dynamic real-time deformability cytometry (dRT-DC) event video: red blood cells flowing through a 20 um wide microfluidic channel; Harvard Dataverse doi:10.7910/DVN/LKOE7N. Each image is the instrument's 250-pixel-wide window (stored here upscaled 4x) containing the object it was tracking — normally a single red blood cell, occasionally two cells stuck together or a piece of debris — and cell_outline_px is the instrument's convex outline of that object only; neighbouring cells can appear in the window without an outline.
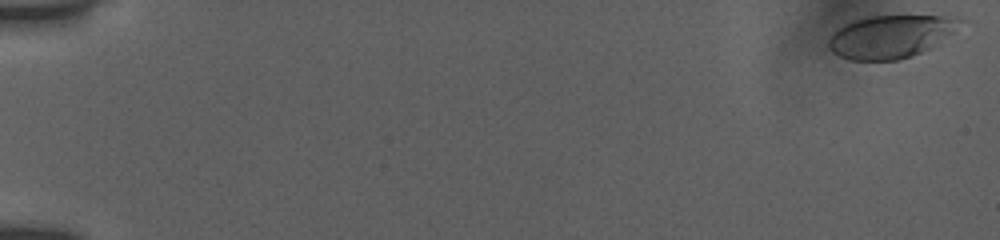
{"species": "human", "species_latin": "Homo sapiens", "temperature_condition": "room temperature", "stored_images_in_passage": 34, "camera_frame_rate_fps": 3000, "um_per_image_px": 0.085, "donor": {"sex": "female"}, "frame": {"image": 1, "passage_image": 1, "time_ms": 0.0, "image_size_px": [1000, 240], "cell_outline_px": [[968, 20], [928, 48], [920, 52], [896, 60], [848, 60], [832, 52], [828, 48], [828, 40], [832, 32], [844, 24], [852, 20], [868, 16], [956, 16]], "centroid_in_image_um": [75.65, 3.08], "position_along_channel_um": 9.4, "area_um2": 32.6}}
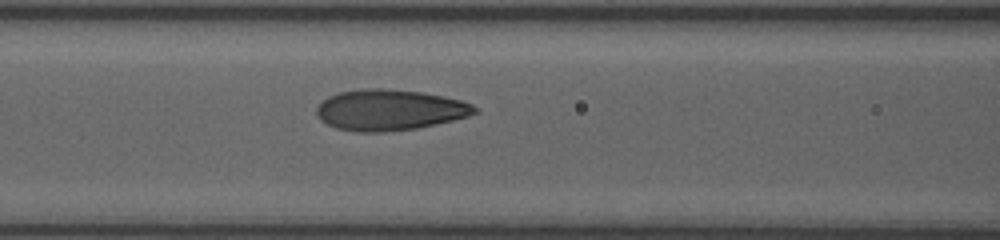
{"frame": {"image": 2, "passage_image": 25, "time_ms": 8.0, "image_size_px": [1000, 240], "cell_outline_px": [[480, 112], [468, 116], [452, 120], [416, 128], [384, 132], [356, 132], [336, 128], [320, 120], [316, 112], [316, 108], [328, 96], [340, 92], [364, 88], [384, 88], [420, 92], [444, 96], [460, 100], [472, 104]], "centroid_in_image_um": [33.11, 9.34], "position_along_channel_um": 133.5, "area_um2": 37.57}}
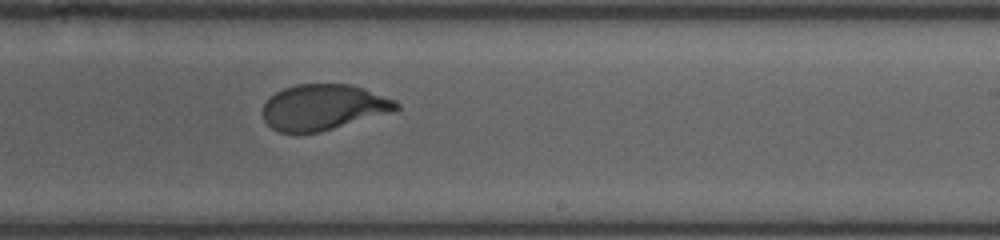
{"frame": {"image": 3, "passage_image": 34, "time_ms": 11.333, "image_size_px": [1000, 240], "cell_outline_px": [[400, 108], [396, 112], [320, 132], [280, 132], [272, 128], [264, 120], [264, 104], [276, 92], [284, 88], [296, 84], [352, 84], [364, 88], [396, 100], [400, 104]], "centroid_in_image_um": [27.57, 9.11], "position_along_channel_um": 261.4, "area_um2": 35.72}}